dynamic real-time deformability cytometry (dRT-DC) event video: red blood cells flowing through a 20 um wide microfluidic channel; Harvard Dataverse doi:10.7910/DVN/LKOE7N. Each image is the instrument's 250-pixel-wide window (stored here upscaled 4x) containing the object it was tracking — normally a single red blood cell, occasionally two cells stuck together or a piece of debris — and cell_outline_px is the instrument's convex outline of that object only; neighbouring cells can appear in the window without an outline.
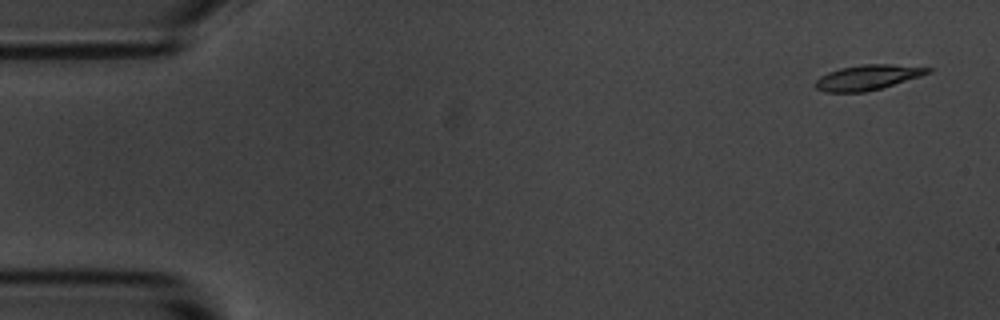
{"species": "common noctule bat (a hibernating species)", "species_latin": "Nyctalus noctula", "temperature_condition": "room temperature", "stored_images_in_passage": 5, "camera_frame_rate_fps": 3000, "um_per_image_px": 0.085, "animal": {"sex": "male", "body_mass_g": 20.1, "forearm_length_mm": 53.5}, "frame": {"image": 1, "passage_image": 1, "time_ms": 0.0, "image_size_px": [1000, 320], "cell_outline_px": [[932, 72], [920, 76], [880, 88], [864, 92], [824, 92], [816, 88], [816, 80], [820, 76], [828, 72], [840, 68], [860, 64], [888, 64], [932, 68]], "centroid_in_image_um": [73.72, 6.57], "position_along_channel_um": 11.3, "area_um2": 16.24}}
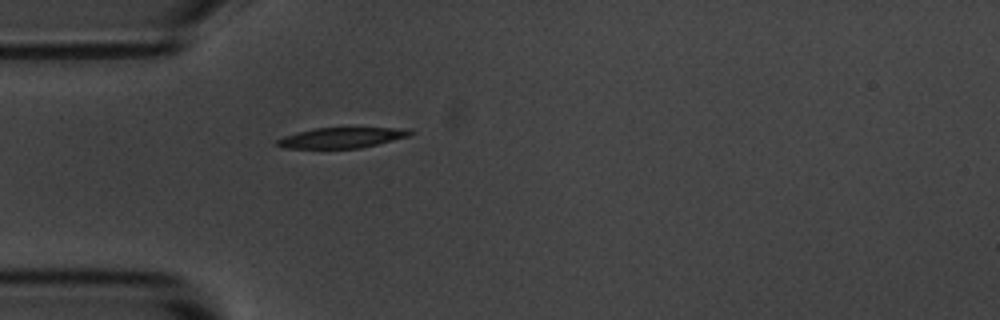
{"frame": {"image": 2, "passage_image": 5, "time_ms": 4.333, "image_size_px": [1000, 320], "cell_outline_px": [[416, 132], [408, 136], [360, 148], [284, 148], [276, 144], [276, 140], [284, 136], [296, 132], [312, 128], [408, 128]], "centroid_in_image_um": [29.03, 11.7], "position_along_channel_um": 56.0, "area_um2": 15.78}}